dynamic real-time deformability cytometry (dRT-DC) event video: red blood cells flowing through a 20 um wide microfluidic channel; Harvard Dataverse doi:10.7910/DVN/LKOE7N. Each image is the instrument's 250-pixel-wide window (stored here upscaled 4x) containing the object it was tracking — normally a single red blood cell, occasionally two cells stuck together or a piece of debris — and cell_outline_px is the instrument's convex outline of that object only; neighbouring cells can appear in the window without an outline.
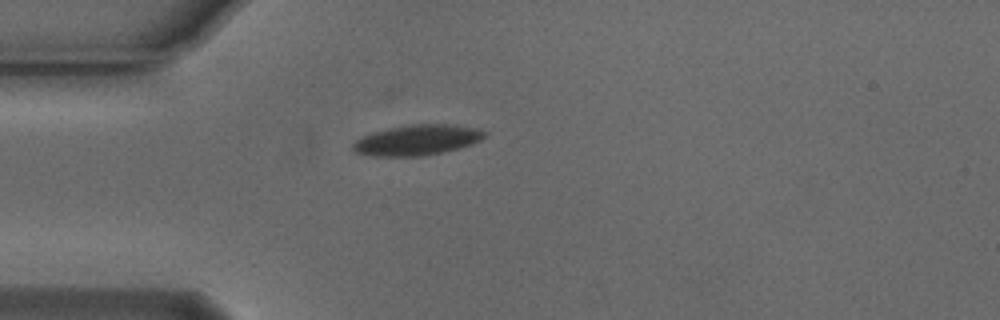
{"species": "Egyptian fruit bat (a non-hibernating species)", "species_latin": "Rousettus aegyptiacus", "temperature_condition": "cold", "stored_images_in_passage": 41, "camera_frame_rate_fps": 3000, "um_per_image_px": 0.085, "animal": {"sex": "male"}, "frame": {"image": 1, "passage_image": 1, "time_ms": 0.0, "image_size_px": [1000, 320], "cell_outline_px": [[488, 132], [480, 140], [472, 144], [440, 152], [420, 156], [372, 156], [356, 152], [352, 148], [352, 144], [356, 140], [372, 132], [388, 128], [408, 124], [448, 124], [476, 128]], "centroid_in_image_um": [35.43, 11.89], "position_along_channel_um": 49.6, "area_um2": 23.12}}
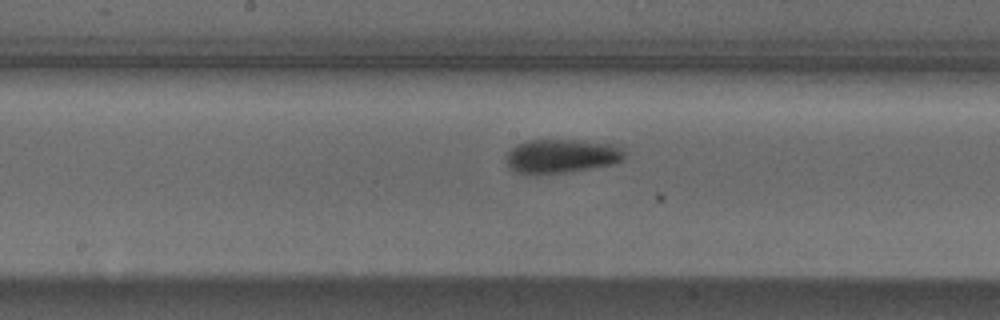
{"frame": {"image": 2, "passage_image": 14, "time_ms": 4.333, "image_size_px": [1000, 320], "cell_outline_px": [[624, 160], [612, 164], [564, 172], [516, 172], [508, 164], [504, 156], [516, 144], [528, 140], [584, 140], [616, 144], [624, 148]], "centroid_in_image_um": [47.78, 13.22], "position_along_channel_um": 200.4, "area_um2": 23.06}}
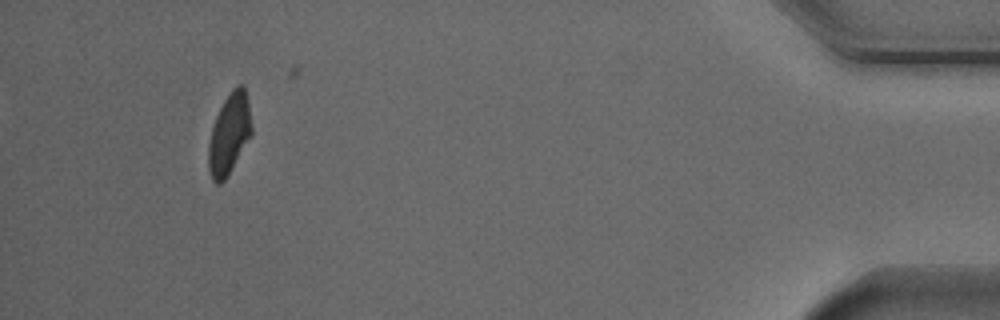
{"frame": {"image": 3, "passage_image": 37, "time_ms": 12.0, "image_size_px": [1000, 320], "cell_outline_px": [[252, 136], [228, 176], [220, 184], [216, 184], [212, 180], [208, 168], [208, 144], [212, 128], [216, 116], [224, 100], [232, 88], [236, 84], [244, 84], [248, 100], [252, 128]], "centroid_in_image_um": [19.5, 11.39], "position_along_channel_um": 415.7, "area_um2": 20.63}, "authors_computed_cell_mechanics": {"area_um2": 21.964, "velocity_mm_per_s": 3.7554, "shape_relaxation_time_tau1_ms": 2.307, "shape_relaxation_time_tau2_ms": 8.1652, "deformation_change_tau1": 0.1039, "deformation_change_tau2": 0.1107}}